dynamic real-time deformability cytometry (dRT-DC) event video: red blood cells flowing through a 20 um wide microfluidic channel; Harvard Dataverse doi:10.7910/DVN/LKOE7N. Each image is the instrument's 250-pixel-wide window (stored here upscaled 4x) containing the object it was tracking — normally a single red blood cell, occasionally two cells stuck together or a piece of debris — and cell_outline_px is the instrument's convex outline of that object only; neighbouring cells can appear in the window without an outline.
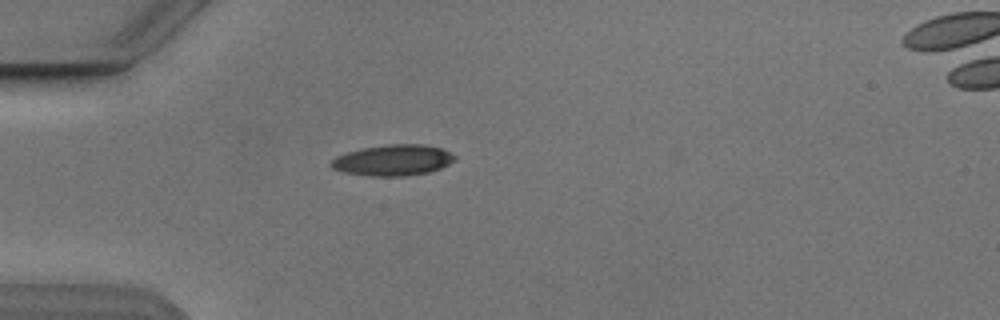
{"species": "Egyptian fruit bat (a non-hibernating species)", "species_latin": "Rousettus aegyptiacus", "temperature_condition": "cold", "stored_images_in_passage": 3, "camera_frame_rate_fps": 3000, "um_per_image_px": 0.085, "animal": {"sex": "male"}, "frame": {"image": 1, "passage_image": 1, "time_ms": 0.0, "image_size_px": [1000, 320], "cell_outline_px": [[456, 160], [440, 168], [428, 172], [408, 176], [368, 176], [344, 172], [332, 168], [328, 164], [336, 156], [360, 148], [388, 144], [420, 144], [440, 148], [456, 156]], "centroid_in_image_um": [33.38, 13.62], "position_along_channel_um": 51.6, "area_um2": 22.31}}